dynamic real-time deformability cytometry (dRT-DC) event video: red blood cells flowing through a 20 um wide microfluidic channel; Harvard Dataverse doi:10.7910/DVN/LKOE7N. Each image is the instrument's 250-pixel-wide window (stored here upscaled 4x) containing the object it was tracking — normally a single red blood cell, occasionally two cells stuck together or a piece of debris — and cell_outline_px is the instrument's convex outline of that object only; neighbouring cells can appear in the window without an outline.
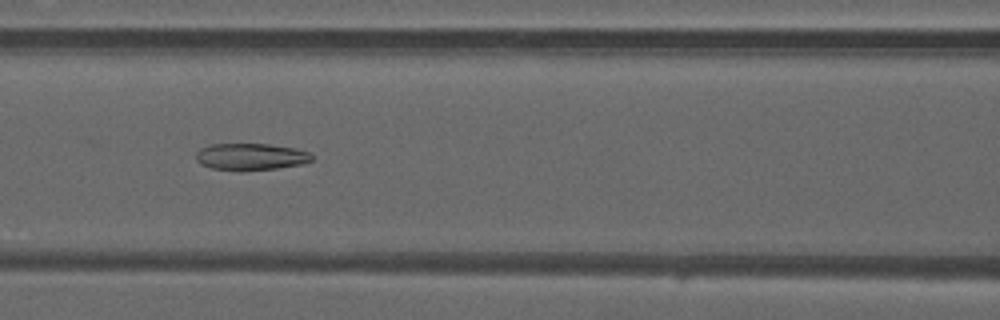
{"species": "common noctule bat (a hibernating species)", "species_latin": "Nyctalus noctula", "temperature_condition": "warm", "stored_images_in_passage": 33, "camera_frame_rate_fps": 3000, "um_per_image_px": 0.085, "animal": {"sex": "male", "forearm_length_mm": 52.5}, "frame": {"image": 1, "passage_image": 9, "time_ms": 2.667, "image_size_px": [1000, 320], "cell_outline_px": [[312, 160], [300, 164], [276, 168], [240, 172], [212, 168], [200, 164], [196, 160], [196, 152], [200, 148], [208, 144], [268, 144], [296, 148], [308, 152], [312, 156]], "centroid_in_image_um": [21.26, 13.33], "position_along_channel_um": 145.3, "area_um2": 18.32}}
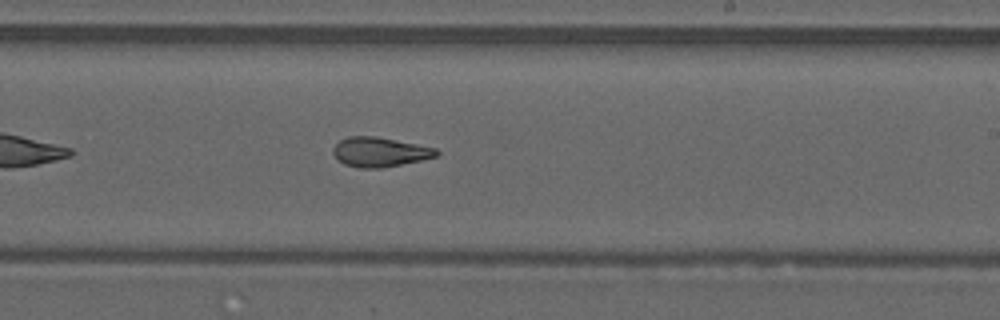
{"frame": {"image": 2, "passage_image": 17, "time_ms": 5.333, "image_size_px": [1000, 320], "cell_outline_px": [[440, 152], [436, 156], [420, 160], [384, 168], [360, 168], [344, 164], [336, 160], [332, 152], [332, 148], [340, 140], [348, 136], [376, 136], [436, 148]], "centroid_in_image_um": [32.23, 12.92], "position_along_channel_um": 256.8, "area_um2": 17.86}}
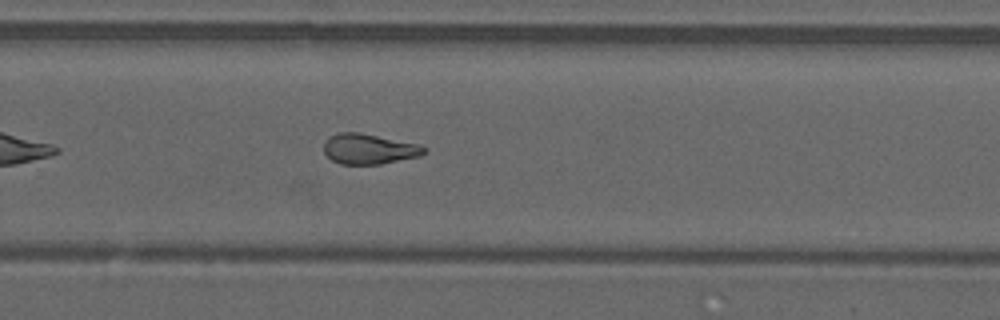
{"frame": {"image": 3, "passage_image": 20, "time_ms": 6.333, "image_size_px": [1000, 320], "cell_outline_px": [[428, 148], [420, 156], [380, 164], [340, 164], [332, 160], [324, 152], [324, 144], [328, 136], [340, 132], [356, 132], [416, 144]], "centroid_in_image_um": [31.32, 12.67], "position_along_channel_um": 298.5, "area_um2": 17.4}, "authors_computed_cell_mechanics": {"area_um2": 18.3226, "velocity_mm_per_s": 4.1923, "shape_relaxation_time_tau1_ms": null, "shape_relaxation_time_tau2_ms": 2.0004, "deformation_change_tau1": null, "deformation_change_tau2": 0.1072}}